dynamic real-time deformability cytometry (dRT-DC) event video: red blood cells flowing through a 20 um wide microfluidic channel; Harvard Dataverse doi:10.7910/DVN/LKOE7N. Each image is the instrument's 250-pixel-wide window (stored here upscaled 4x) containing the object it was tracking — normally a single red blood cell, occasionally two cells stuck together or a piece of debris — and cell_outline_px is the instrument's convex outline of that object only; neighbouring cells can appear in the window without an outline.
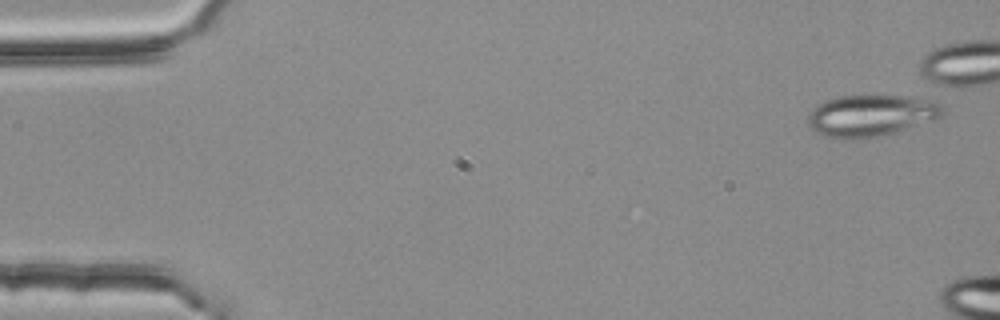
{"species": "common noctule bat (a hibernating species)", "species_latin": "Nyctalus noctula", "temperature_condition": "room temperature", "stored_images_in_passage": 11, "camera_frame_rate_fps": 3000, "um_per_image_px": 0.085, "animal": {"sex": "female", "body_mass_g": 25.1}, "frame": {"image": 1, "passage_image": 1, "time_ms": 0.0, "image_size_px": [1000, 320], "cell_outline_px": [[944, 112], [936, 120], [892, 132], [876, 136], [844, 140], [824, 136], [816, 132], [808, 124], [808, 116], [816, 104], [824, 100], [840, 96], [876, 92], [936, 100], [944, 108]], "centroid_in_image_um": [74.04, 9.76], "position_along_channel_um": 11.0, "area_um2": 33.58}}